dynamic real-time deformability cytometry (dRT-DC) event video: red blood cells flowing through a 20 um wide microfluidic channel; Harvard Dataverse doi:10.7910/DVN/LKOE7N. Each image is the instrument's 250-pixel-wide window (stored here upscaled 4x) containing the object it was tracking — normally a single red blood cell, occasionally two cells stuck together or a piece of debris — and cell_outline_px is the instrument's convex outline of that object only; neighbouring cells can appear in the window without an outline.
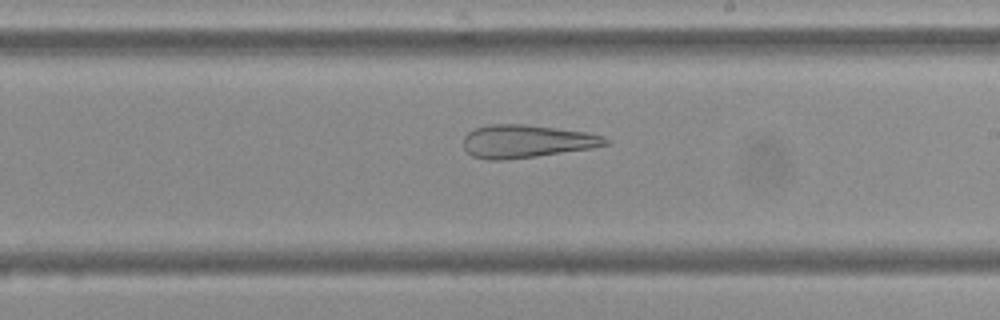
{"species": "Egyptian fruit bat (a non-hibernating species)", "species_latin": "Rousettus aegyptiacus", "temperature_condition": "cold", "stored_images_in_passage": 42, "camera_frame_rate_fps": 3000, "um_per_image_px": 0.085, "frame": {"image": 1, "passage_image": 19, "time_ms": 6.0, "image_size_px": [1000, 320], "cell_outline_px": [[612, 140], [608, 144], [592, 148], [536, 156], [504, 160], [488, 160], [472, 156], [464, 148], [464, 136], [468, 132], [476, 128], [488, 124], [524, 124], [556, 128], [584, 132], [604, 136]], "centroid_in_image_um": [44.75, 12.01], "position_along_channel_um": 244.3, "area_um2": 27.22}}
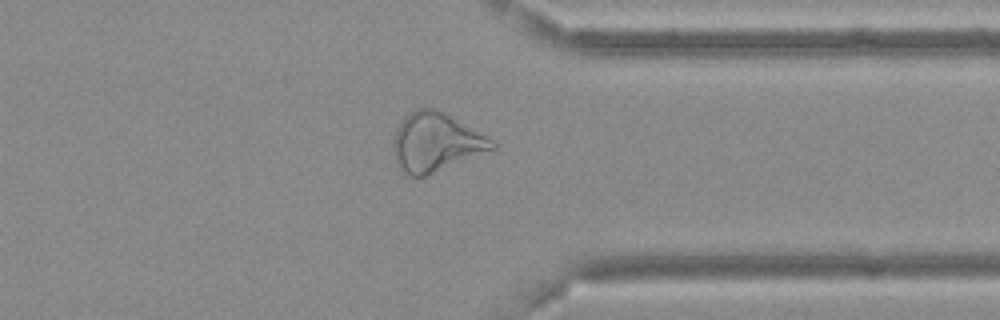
{"frame": {"image": 2, "passage_image": 30, "time_ms": 9.667, "image_size_px": [1000, 320], "cell_outline_px": [[496, 148], [424, 176], [408, 176], [400, 172], [396, 164], [392, 148], [396, 128], [404, 116], [408, 112], [416, 108], [432, 108], [444, 112], [496, 140]], "centroid_in_image_um": [37.01, 12.08], "position_along_channel_um": 374.4, "area_um2": 33.99}}